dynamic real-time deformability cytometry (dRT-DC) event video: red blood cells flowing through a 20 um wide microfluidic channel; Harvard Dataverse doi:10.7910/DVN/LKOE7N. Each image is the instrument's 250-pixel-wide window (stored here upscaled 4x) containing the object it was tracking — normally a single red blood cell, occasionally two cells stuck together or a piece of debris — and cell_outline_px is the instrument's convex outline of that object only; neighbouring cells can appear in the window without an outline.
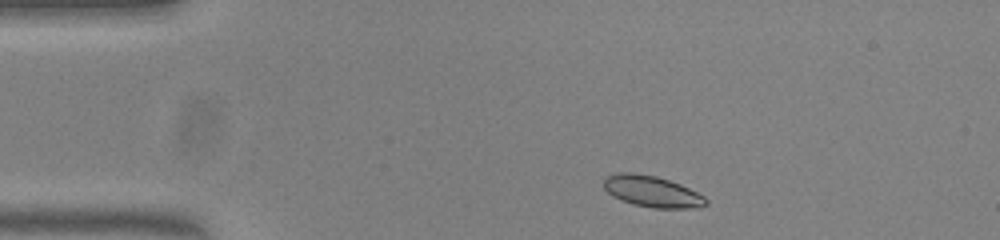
{"species": "common noctule bat (a hibernating species)", "species_latin": "Nyctalus noctula", "temperature_condition": "warm", "stored_images_in_passage": 45, "camera_frame_rate_fps": 3000, "um_per_image_px": 0.085, "animal": {"sex": "female", "body_mass_g": 23.0, "forearm_length_mm": 53.4}, "frame": {"image": 1, "passage_image": 1, "time_ms": 0.0, "image_size_px": [1000, 240], "cell_outline_px": [[708, 204], [700, 208], [652, 208], [632, 204], [620, 200], [612, 196], [604, 188], [604, 180], [608, 176], [616, 172], [632, 172], [656, 176], [680, 184], [704, 196], [708, 200]], "centroid_in_image_um": [55.43, 16.28], "position_along_channel_um": 29.6, "area_um2": 18.73}}
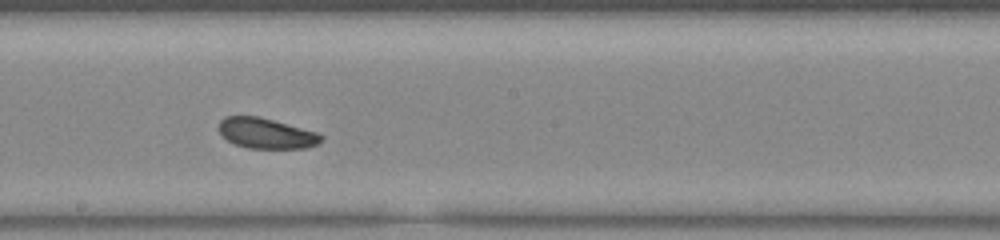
{"frame": {"image": 2, "passage_image": 21, "time_ms": 6.667, "image_size_px": [1000, 240], "cell_outline_px": [[324, 140], [320, 144], [308, 148], [248, 148], [236, 144], [228, 140], [220, 132], [220, 120], [224, 116], [260, 116], [316, 132], [324, 136]], "centroid_in_image_um": [22.69, 11.33], "position_along_channel_um": 225.5, "area_um2": 18.15}}
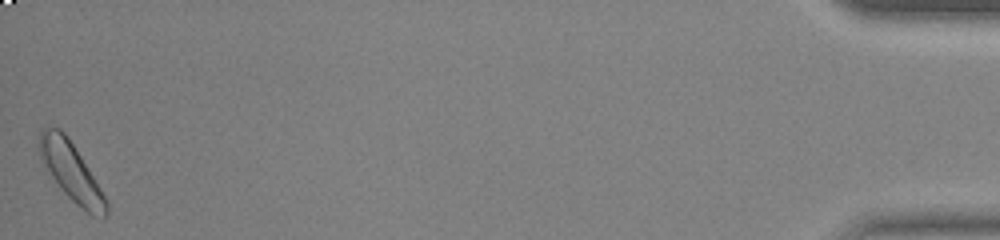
{"frame": {"image": 3, "passage_image": 45, "time_ms": 14.667, "image_size_px": [1000, 240], "cell_outline_px": [[108, 212], [104, 216], [92, 216], [76, 204], [60, 188], [48, 172], [40, 160], [36, 148], [40, 132], [44, 128], [60, 128], [68, 136], [108, 200]], "centroid_in_image_um": [6.01, 14.57], "position_along_channel_um": 429.2, "area_um2": 22.72}, "authors_computed_cell_mechanics": {"area_um2": 18.8428, "velocity_mm_per_s": 3.7723, "shape_relaxation_time_tau1_ms": 1.181, "shape_relaxation_time_tau2_ms": 3.7374, "deformation_change_tau1": 0.0798, "deformation_change_tau2": 0.0888}}